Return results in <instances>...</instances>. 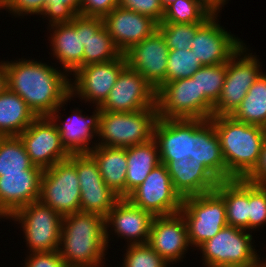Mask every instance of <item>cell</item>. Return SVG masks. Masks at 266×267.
I'll use <instances>...</instances> for the list:
<instances>
[{
	"instance_id": "1",
	"label": "cell",
	"mask_w": 266,
	"mask_h": 267,
	"mask_svg": "<svg viewBox=\"0 0 266 267\" xmlns=\"http://www.w3.org/2000/svg\"><path fill=\"white\" fill-rule=\"evenodd\" d=\"M191 139L197 177L246 179L258 165L266 129L232 116H212Z\"/></svg>"
},
{
	"instance_id": "2",
	"label": "cell",
	"mask_w": 266,
	"mask_h": 267,
	"mask_svg": "<svg viewBox=\"0 0 266 267\" xmlns=\"http://www.w3.org/2000/svg\"><path fill=\"white\" fill-rule=\"evenodd\" d=\"M196 177L194 143L185 139L126 198L153 216L176 214L186 188Z\"/></svg>"
},
{
	"instance_id": "3",
	"label": "cell",
	"mask_w": 266,
	"mask_h": 267,
	"mask_svg": "<svg viewBox=\"0 0 266 267\" xmlns=\"http://www.w3.org/2000/svg\"><path fill=\"white\" fill-rule=\"evenodd\" d=\"M28 58L5 60L8 88L18 94L37 117H48L71 95V77L59 65L56 67L55 62L51 65Z\"/></svg>"
},
{
	"instance_id": "4",
	"label": "cell",
	"mask_w": 266,
	"mask_h": 267,
	"mask_svg": "<svg viewBox=\"0 0 266 267\" xmlns=\"http://www.w3.org/2000/svg\"><path fill=\"white\" fill-rule=\"evenodd\" d=\"M108 249L105 218L81 211L63 216L58 252L66 266L104 267Z\"/></svg>"
},
{
	"instance_id": "5",
	"label": "cell",
	"mask_w": 266,
	"mask_h": 267,
	"mask_svg": "<svg viewBox=\"0 0 266 267\" xmlns=\"http://www.w3.org/2000/svg\"><path fill=\"white\" fill-rule=\"evenodd\" d=\"M180 213L186 221L192 251L228 225L223 198L199 177L186 188Z\"/></svg>"
},
{
	"instance_id": "6",
	"label": "cell",
	"mask_w": 266,
	"mask_h": 267,
	"mask_svg": "<svg viewBox=\"0 0 266 267\" xmlns=\"http://www.w3.org/2000/svg\"><path fill=\"white\" fill-rule=\"evenodd\" d=\"M158 120L163 128L191 139L199 131V87L192 77L162 84L156 91Z\"/></svg>"
},
{
	"instance_id": "7",
	"label": "cell",
	"mask_w": 266,
	"mask_h": 267,
	"mask_svg": "<svg viewBox=\"0 0 266 267\" xmlns=\"http://www.w3.org/2000/svg\"><path fill=\"white\" fill-rule=\"evenodd\" d=\"M162 128L157 108L135 112L102 111L97 145L127 148L148 142Z\"/></svg>"
},
{
	"instance_id": "8",
	"label": "cell",
	"mask_w": 266,
	"mask_h": 267,
	"mask_svg": "<svg viewBox=\"0 0 266 267\" xmlns=\"http://www.w3.org/2000/svg\"><path fill=\"white\" fill-rule=\"evenodd\" d=\"M252 233L228 225L222 228L196 249L200 251L202 267H258L262 255L253 245Z\"/></svg>"
},
{
	"instance_id": "9",
	"label": "cell",
	"mask_w": 266,
	"mask_h": 267,
	"mask_svg": "<svg viewBox=\"0 0 266 267\" xmlns=\"http://www.w3.org/2000/svg\"><path fill=\"white\" fill-rule=\"evenodd\" d=\"M243 46L226 63V76L213 116H231L241 105L248 90L261 75L262 62L251 47ZM249 48V49H248Z\"/></svg>"
},
{
	"instance_id": "10",
	"label": "cell",
	"mask_w": 266,
	"mask_h": 267,
	"mask_svg": "<svg viewBox=\"0 0 266 267\" xmlns=\"http://www.w3.org/2000/svg\"><path fill=\"white\" fill-rule=\"evenodd\" d=\"M20 225L29 252H54L59 249L63 216L39 201L27 204L9 218Z\"/></svg>"
},
{
	"instance_id": "11",
	"label": "cell",
	"mask_w": 266,
	"mask_h": 267,
	"mask_svg": "<svg viewBox=\"0 0 266 267\" xmlns=\"http://www.w3.org/2000/svg\"><path fill=\"white\" fill-rule=\"evenodd\" d=\"M184 140L178 131L162 128L148 142L127 147L126 197Z\"/></svg>"
},
{
	"instance_id": "12",
	"label": "cell",
	"mask_w": 266,
	"mask_h": 267,
	"mask_svg": "<svg viewBox=\"0 0 266 267\" xmlns=\"http://www.w3.org/2000/svg\"><path fill=\"white\" fill-rule=\"evenodd\" d=\"M80 183L76 166L69 160L43 170L38 201L61 216L80 212Z\"/></svg>"
},
{
	"instance_id": "13",
	"label": "cell",
	"mask_w": 266,
	"mask_h": 267,
	"mask_svg": "<svg viewBox=\"0 0 266 267\" xmlns=\"http://www.w3.org/2000/svg\"><path fill=\"white\" fill-rule=\"evenodd\" d=\"M73 99L70 95L48 117L56 125L61 143L70 154L89 153L97 145L96 139L102 110L100 107H94L93 112L91 111L92 115H88L83 113L84 110L80 107H75L70 110V116L62 120L64 116L61 114V110L62 112L66 110L65 105L67 107V103Z\"/></svg>"
},
{
	"instance_id": "14",
	"label": "cell",
	"mask_w": 266,
	"mask_h": 267,
	"mask_svg": "<svg viewBox=\"0 0 266 267\" xmlns=\"http://www.w3.org/2000/svg\"><path fill=\"white\" fill-rule=\"evenodd\" d=\"M126 65L127 60L122 54L115 60L80 67L70 78L71 96L81 103H88L91 109L100 107Z\"/></svg>"
},
{
	"instance_id": "15",
	"label": "cell",
	"mask_w": 266,
	"mask_h": 267,
	"mask_svg": "<svg viewBox=\"0 0 266 267\" xmlns=\"http://www.w3.org/2000/svg\"><path fill=\"white\" fill-rule=\"evenodd\" d=\"M218 9L196 32L190 41L192 53L203 66L224 64L243 46L244 40L225 29ZM237 36V37H236Z\"/></svg>"
},
{
	"instance_id": "16",
	"label": "cell",
	"mask_w": 266,
	"mask_h": 267,
	"mask_svg": "<svg viewBox=\"0 0 266 267\" xmlns=\"http://www.w3.org/2000/svg\"><path fill=\"white\" fill-rule=\"evenodd\" d=\"M77 170L80 183V211L105 218L120 197L104 182L97 163L88 154H71L68 158Z\"/></svg>"
},
{
	"instance_id": "17",
	"label": "cell",
	"mask_w": 266,
	"mask_h": 267,
	"mask_svg": "<svg viewBox=\"0 0 266 267\" xmlns=\"http://www.w3.org/2000/svg\"><path fill=\"white\" fill-rule=\"evenodd\" d=\"M156 91L142 75L126 65L100 108L102 111L111 112L157 108Z\"/></svg>"
},
{
	"instance_id": "18",
	"label": "cell",
	"mask_w": 266,
	"mask_h": 267,
	"mask_svg": "<svg viewBox=\"0 0 266 267\" xmlns=\"http://www.w3.org/2000/svg\"><path fill=\"white\" fill-rule=\"evenodd\" d=\"M19 137L30 161L42 170L71 155L61 143L60 133L49 117H37Z\"/></svg>"
},
{
	"instance_id": "19",
	"label": "cell",
	"mask_w": 266,
	"mask_h": 267,
	"mask_svg": "<svg viewBox=\"0 0 266 267\" xmlns=\"http://www.w3.org/2000/svg\"><path fill=\"white\" fill-rule=\"evenodd\" d=\"M153 218L150 212L133 205L127 198H120L105 217L108 248L112 237V241L116 237V240L124 239L127 245L147 243Z\"/></svg>"
},
{
	"instance_id": "20",
	"label": "cell",
	"mask_w": 266,
	"mask_h": 267,
	"mask_svg": "<svg viewBox=\"0 0 266 267\" xmlns=\"http://www.w3.org/2000/svg\"><path fill=\"white\" fill-rule=\"evenodd\" d=\"M147 244L169 264L183 262L186 253L193 249L182 214L154 216Z\"/></svg>"
},
{
	"instance_id": "21",
	"label": "cell",
	"mask_w": 266,
	"mask_h": 267,
	"mask_svg": "<svg viewBox=\"0 0 266 267\" xmlns=\"http://www.w3.org/2000/svg\"><path fill=\"white\" fill-rule=\"evenodd\" d=\"M127 65L142 75L156 90L167 83L169 48L157 29L124 53Z\"/></svg>"
},
{
	"instance_id": "22",
	"label": "cell",
	"mask_w": 266,
	"mask_h": 267,
	"mask_svg": "<svg viewBox=\"0 0 266 267\" xmlns=\"http://www.w3.org/2000/svg\"><path fill=\"white\" fill-rule=\"evenodd\" d=\"M103 26L122 54L158 29L152 18L117 6L102 17Z\"/></svg>"
},
{
	"instance_id": "23",
	"label": "cell",
	"mask_w": 266,
	"mask_h": 267,
	"mask_svg": "<svg viewBox=\"0 0 266 267\" xmlns=\"http://www.w3.org/2000/svg\"><path fill=\"white\" fill-rule=\"evenodd\" d=\"M43 170L37 166L22 173L0 176V216L8 220L17 210L38 201Z\"/></svg>"
},
{
	"instance_id": "24",
	"label": "cell",
	"mask_w": 266,
	"mask_h": 267,
	"mask_svg": "<svg viewBox=\"0 0 266 267\" xmlns=\"http://www.w3.org/2000/svg\"><path fill=\"white\" fill-rule=\"evenodd\" d=\"M49 30V31H48ZM51 57L70 77L84 66V46L81 32H77V16L69 23L48 26Z\"/></svg>"
},
{
	"instance_id": "25",
	"label": "cell",
	"mask_w": 266,
	"mask_h": 267,
	"mask_svg": "<svg viewBox=\"0 0 266 267\" xmlns=\"http://www.w3.org/2000/svg\"><path fill=\"white\" fill-rule=\"evenodd\" d=\"M77 32H81L84 46V66L115 60L122 55L101 17L77 15Z\"/></svg>"
},
{
	"instance_id": "26",
	"label": "cell",
	"mask_w": 266,
	"mask_h": 267,
	"mask_svg": "<svg viewBox=\"0 0 266 267\" xmlns=\"http://www.w3.org/2000/svg\"><path fill=\"white\" fill-rule=\"evenodd\" d=\"M204 180L223 198L228 226L249 231V181L222 178Z\"/></svg>"
},
{
	"instance_id": "27",
	"label": "cell",
	"mask_w": 266,
	"mask_h": 267,
	"mask_svg": "<svg viewBox=\"0 0 266 267\" xmlns=\"http://www.w3.org/2000/svg\"><path fill=\"white\" fill-rule=\"evenodd\" d=\"M88 154L107 186L120 198H126L127 148L96 145Z\"/></svg>"
},
{
	"instance_id": "28",
	"label": "cell",
	"mask_w": 266,
	"mask_h": 267,
	"mask_svg": "<svg viewBox=\"0 0 266 267\" xmlns=\"http://www.w3.org/2000/svg\"><path fill=\"white\" fill-rule=\"evenodd\" d=\"M226 76V63L202 66L191 77L199 87V130L213 116Z\"/></svg>"
},
{
	"instance_id": "29",
	"label": "cell",
	"mask_w": 266,
	"mask_h": 267,
	"mask_svg": "<svg viewBox=\"0 0 266 267\" xmlns=\"http://www.w3.org/2000/svg\"><path fill=\"white\" fill-rule=\"evenodd\" d=\"M36 118L18 94L9 88L0 94V137L19 136Z\"/></svg>"
},
{
	"instance_id": "30",
	"label": "cell",
	"mask_w": 266,
	"mask_h": 267,
	"mask_svg": "<svg viewBox=\"0 0 266 267\" xmlns=\"http://www.w3.org/2000/svg\"><path fill=\"white\" fill-rule=\"evenodd\" d=\"M235 120L266 129V72L248 90L241 105L231 115Z\"/></svg>"
},
{
	"instance_id": "31",
	"label": "cell",
	"mask_w": 266,
	"mask_h": 267,
	"mask_svg": "<svg viewBox=\"0 0 266 267\" xmlns=\"http://www.w3.org/2000/svg\"><path fill=\"white\" fill-rule=\"evenodd\" d=\"M217 10L209 0H176L165 9L161 23L204 24Z\"/></svg>"
},
{
	"instance_id": "32",
	"label": "cell",
	"mask_w": 266,
	"mask_h": 267,
	"mask_svg": "<svg viewBox=\"0 0 266 267\" xmlns=\"http://www.w3.org/2000/svg\"><path fill=\"white\" fill-rule=\"evenodd\" d=\"M32 166L33 163L19 136L0 137V176L22 173Z\"/></svg>"
},
{
	"instance_id": "33",
	"label": "cell",
	"mask_w": 266,
	"mask_h": 267,
	"mask_svg": "<svg viewBox=\"0 0 266 267\" xmlns=\"http://www.w3.org/2000/svg\"><path fill=\"white\" fill-rule=\"evenodd\" d=\"M203 65L192 50H169L167 62V83L191 77Z\"/></svg>"
},
{
	"instance_id": "34",
	"label": "cell",
	"mask_w": 266,
	"mask_h": 267,
	"mask_svg": "<svg viewBox=\"0 0 266 267\" xmlns=\"http://www.w3.org/2000/svg\"><path fill=\"white\" fill-rule=\"evenodd\" d=\"M127 246V247H126ZM124 245L122 261L119 267H170L164 258L156 253L147 243ZM124 256V257H123Z\"/></svg>"
},
{
	"instance_id": "35",
	"label": "cell",
	"mask_w": 266,
	"mask_h": 267,
	"mask_svg": "<svg viewBox=\"0 0 266 267\" xmlns=\"http://www.w3.org/2000/svg\"><path fill=\"white\" fill-rule=\"evenodd\" d=\"M203 24L160 23L158 30L163 35L169 50L190 48V41Z\"/></svg>"
},
{
	"instance_id": "36",
	"label": "cell",
	"mask_w": 266,
	"mask_h": 267,
	"mask_svg": "<svg viewBox=\"0 0 266 267\" xmlns=\"http://www.w3.org/2000/svg\"><path fill=\"white\" fill-rule=\"evenodd\" d=\"M81 0H46L40 17L47 20V26L69 23L79 15Z\"/></svg>"
},
{
	"instance_id": "37",
	"label": "cell",
	"mask_w": 266,
	"mask_h": 267,
	"mask_svg": "<svg viewBox=\"0 0 266 267\" xmlns=\"http://www.w3.org/2000/svg\"><path fill=\"white\" fill-rule=\"evenodd\" d=\"M266 225V185L249 182V231Z\"/></svg>"
},
{
	"instance_id": "38",
	"label": "cell",
	"mask_w": 266,
	"mask_h": 267,
	"mask_svg": "<svg viewBox=\"0 0 266 267\" xmlns=\"http://www.w3.org/2000/svg\"><path fill=\"white\" fill-rule=\"evenodd\" d=\"M118 6L148 16L158 24L162 22L165 12L161 0H119Z\"/></svg>"
},
{
	"instance_id": "39",
	"label": "cell",
	"mask_w": 266,
	"mask_h": 267,
	"mask_svg": "<svg viewBox=\"0 0 266 267\" xmlns=\"http://www.w3.org/2000/svg\"><path fill=\"white\" fill-rule=\"evenodd\" d=\"M45 2L46 0H10L3 9L15 18L24 19L30 15L38 17L44 10Z\"/></svg>"
},
{
	"instance_id": "40",
	"label": "cell",
	"mask_w": 266,
	"mask_h": 267,
	"mask_svg": "<svg viewBox=\"0 0 266 267\" xmlns=\"http://www.w3.org/2000/svg\"><path fill=\"white\" fill-rule=\"evenodd\" d=\"M24 263L20 267H66L58 250L54 252H29L26 253Z\"/></svg>"
},
{
	"instance_id": "41",
	"label": "cell",
	"mask_w": 266,
	"mask_h": 267,
	"mask_svg": "<svg viewBox=\"0 0 266 267\" xmlns=\"http://www.w3.org/2000/svg\"><path fill=\"white\" fill-rule=\"evenodd\" d=\"M119 0H81L79 15L103 17L118 6Z\"/></svg>"
},
{
	"instance_id": "42",
	"label": "cell",
	"mask_w": 266,
	"mask_h": 267,
	"mask_svg": "<svg viewBox=\"0 0 266 267\" xmlns=\"http://www.w3.org/2000/svg\"><path fill=\"white\" fill-rule=\"evenodd\" d=\"M246 180L254 184L266 185V140L262 146L258 165Z\"/></svg>"
},
{
	"instance_id": "43",
	"label": "cell",
	"mask_w": 266,
	"mask_h": 267,
	"mask_svg": "<svg viewBox=\"0 0 266 267\" xmlns=\"http://www.w3.org/2000/svg\"><path fill=\"white\" fill-rule=\"evenodd\" d=\"M8 88L5 59L0 60V94Z\"/></svg>"
},
{
	"instance_id": "44",
	"label": "cell",
	"mask_w": 266,
	"mask_h": 267,
	"mask_svg": "<svg viewBox=\"0 0 266 267\" xmlns=\"http://www.w3.org/2000/svg\"><path fill=\"white\" fill-rule=\"evenodd\" d=\"M211 3H213L218 9H223L224 6L227 5L229 0H209Z\"/></svg>"
},
{
	"instance_id": "45",
	"label": "cell",
	"mask_w": 266,
	"mask_h": 267,
	"mask_svg": "<svg viewBox=\"0 0 266 267\" xmlns=\"http://www.w3.org/2000/svg\"><path fill=\"white\" fill-rule=\"evenodd\" d=\"M176 0H161L163 7L166 9L171 3H174Z\"/></svg>"
},
{
	"instance_id": "46",
	"label": "cell",
	"mask_w": 266,
	"mask_h": 267,
	"mask_svg": "<svg viewBox=\"0 0 266 267\" xmlns=\"http://www.w3.org/2000/svg\"><path fill=\"white\" fill-rule=\"evenodd\" d=\"M10 2V0H0V12H3V8Z\"/></svg>"
}]
</instances>
